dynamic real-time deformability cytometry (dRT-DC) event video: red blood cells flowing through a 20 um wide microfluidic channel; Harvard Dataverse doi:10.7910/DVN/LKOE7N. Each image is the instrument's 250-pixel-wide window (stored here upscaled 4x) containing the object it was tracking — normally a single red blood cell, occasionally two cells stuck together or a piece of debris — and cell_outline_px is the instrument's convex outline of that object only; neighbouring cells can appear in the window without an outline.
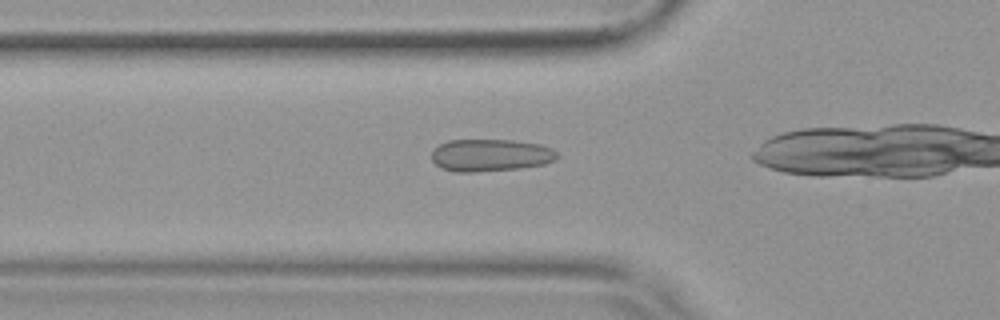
{"species": "common noctule bat (a hibernating species)", "species_latin": "Nyctalus noctula", "temperature_condition": "warm", "stored_images_in_passage": 37, "camera_frame_rate_fps": 3000, "um_per_image_px": 0.085, "animal": {"sex": "female", "body_mass_g": 19.9}, "frame": {"image": 1, "passage_image": 13, "time_ms": 4.0, "image_size_px": [1000, 320], "cell_outline_px": [[560, 156], [556, 160], [544, 164], [520, 168], [476, 172], [456, 172], [444, 168], [436, 164], [432, 160], [432, 152], [440, 144], [448, 140], [512, 140], [540, 144], [552, 148]], "centroid_in_image_um": [41.73, 13.19], "position_along_channel_um": 84.1, "area_um2": 23.64}}
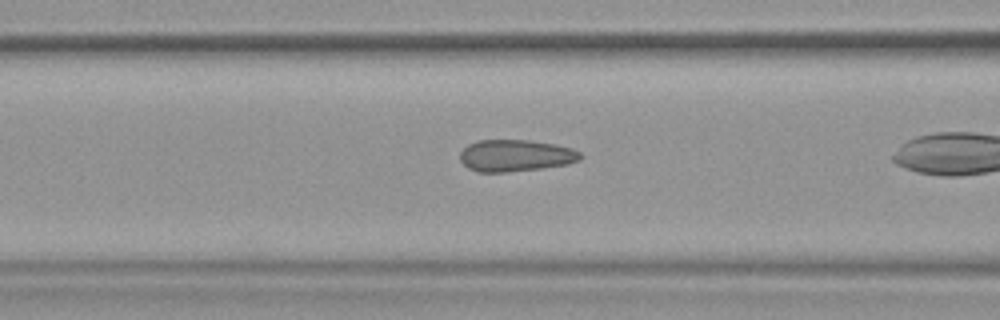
{"frame": {"image": 2, "passage_image": 16, "time_ms": 5.0, "image_size_px": [1000, 320], "cell_outline_px": [[584, 156], [580, 160], [568, 164], [540, 168], [504, 172], [476, 172], [468, 168], [460, 160], [460, 152], [468, 144], [476, 140], [528, 140], [552, 144], [572, 148], [580, 152]], "centroid_in_image_um": [43.81, 13.22], "position_along_channel_um": 122.8, "area_um2": 22.31}}